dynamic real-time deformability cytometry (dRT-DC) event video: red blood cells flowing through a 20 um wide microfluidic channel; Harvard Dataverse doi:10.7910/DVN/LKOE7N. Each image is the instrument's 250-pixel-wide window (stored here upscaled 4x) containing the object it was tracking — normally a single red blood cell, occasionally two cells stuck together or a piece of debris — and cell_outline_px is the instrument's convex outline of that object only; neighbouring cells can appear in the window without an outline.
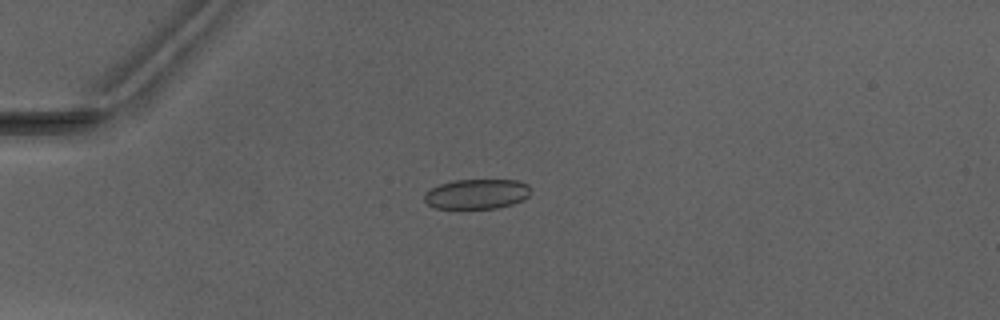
{"species": "Egyptian fruit bat (a non-hibernating species)", "species_latin": "Rousettus aegyptiacus", "temperature_condition": "warm", "stored_images_in_passage": 5, "camera_frame_rate_fps": 3000, "um_per_image_px": 0.085, "animal": {"sex": "male"}, "frame": {"image": 1, "passage_image": 4, "time_ms": 3.667, "image_size_px": [1000, 320], "cell_outline_px": [[532, 192], [524, 200], [512, 204], [496, 208], [436, 208], [428, 204], [424, 200], [424, 196], [432, 188], [440, 184], [452, 180], [516, 180], [528, 184]], "centroid_in_image_um": [40.57, 16.48], "position_along_channel_um": 44.4, "area_um2": 18.5}}